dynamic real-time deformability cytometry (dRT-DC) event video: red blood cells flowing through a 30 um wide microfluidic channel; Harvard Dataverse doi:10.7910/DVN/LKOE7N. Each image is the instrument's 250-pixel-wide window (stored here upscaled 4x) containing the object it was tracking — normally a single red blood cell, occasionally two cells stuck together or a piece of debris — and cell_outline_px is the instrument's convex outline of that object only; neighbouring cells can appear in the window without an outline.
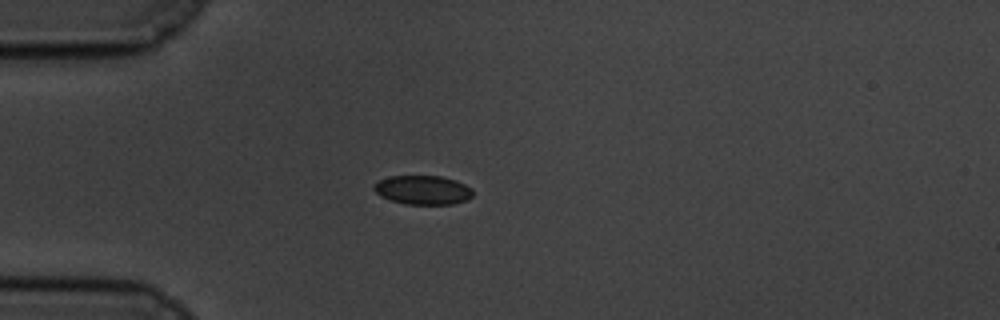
{"species": "common noctule bat (a hibernating species)", "species_latin": "Nyctalus noctula", "temperature_condition": "cold", "stored_images_in_passage": 43, "camera_frame_rate_fps": 3000, "um_per_image_px": 0.085, "animal": {"sex": "male", "body_mass_g": 19.5, "forearm_length_mm": 54.6}, "frame": {"image": 1, "passage_image": 1, "time_ms": 0.0, "image_size_px": [1000, 320], "cell_outline_px": [[472, 196], [468, 200], [452, 204], [404, 204], [380, 196], [372, 188], [372, 184], [388, 176], [440, 176], [456, 180], [472, 188]], "centroid_in_image_um": [35.93, 16.15], "position_along_channel_um": 49.1, "area_um2": 16.82}}
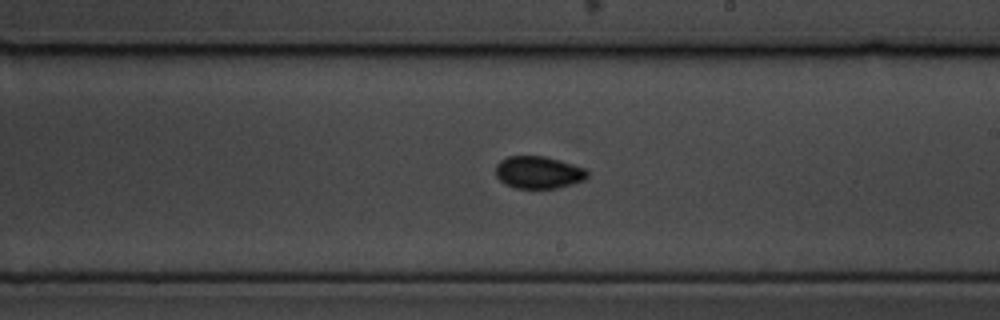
{"frame": {"image": 2, "passage_image": 19, "time_ms": 6.0, "image_size_px": [1000, 320], "cell_outline_px": [[588, 176], [584, 180], [572, 184], [556, 188], [516, 188], [504, 184], [496, 176], [496, 164], [500, 160], [508, 156], [544, 156], [572, 164], [584, 168], [588, 172]], "centroid_in_image_um": [45.75, 14.65], "position_along_channel_um": 243.3, "area_um2": 17.22}}
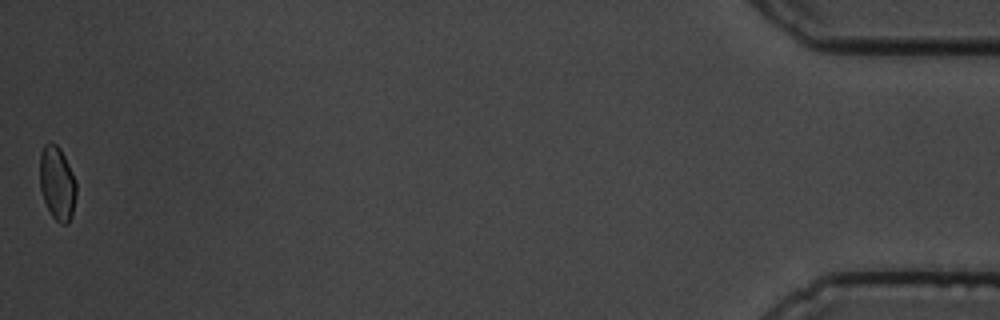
{"frame": {"image": 3, "passage_image": 43, "time_ms": 14.0, "image_size_px": [1000, 320], "cell_outline_px": [[76, 196], [72, 216], [68, 224], [60, 224], [52, 216], [44, 200], [40, 188], [40, 152], [44, 144], [52, 140], [60, 148], [76, 180]], "centroid_in_image_um": [4.86, 15.56], "position_along_channel_um": 430.3, "area_um2": 15.84}, "authors_computed_cell_mechanics": {"area_um2": 16.9354, "velocity_mm_per_s": 3.476, "shape_relaxation_time_tau1_ms": 9.788, "shape_relaxation_time_tau2_ms": 1.8541, "deformation_change_tau1": 0.0973, "deformation_change_tau2": 0.0432}}